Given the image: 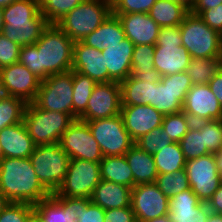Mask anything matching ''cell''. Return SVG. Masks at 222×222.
<instances>
[{
	"instance_id": "6da1fadb",
	"label": "cell",
	"mask_w": 222,
	"mask_h": 222,
	"mask_svg": "<svg viewBox=\"0 0 222 222\" xmlns=\"http://www.w3.org/2000/svg\"><path fill=\"white\" fill-rule=\"evenodd\" d=\"M74 41L56 24H49L35 44L21 46L18 62L39 79L72 70Z\"/></svg>"
},
{
	"instance_id": "7a4b0ae2",
	"label": "cell",
	"mask_w": 222,
	"mask_h": 222,
	"mask_svg": "<svg viewBox=\"0 0 222 222\" xmlns=\"http://www.w3.org/2000/svg\"><path fill=\"white\" fill-rule=\"evenodd\" d=\"M29 158L0 160V192L13 203L35 205L51 196L39 181Z\"/></svg>"
},
{
	"instance_id": "3957f363",
	"label": "cell",
	"mask_w": 222,
	"mask_h": 222,
	"mask_svg": "<svg viewBox=\"0 0 222 222\" xmlns=\"http://www.w3.org/2000/svg\"><path fill=\"white\" fill-rule=\"evenodd\" d=\"M3 35L20 46L35 44L49 25L34 0H17L2 8Z\"/></svg>"
},
{
	"instance_id": "277c9868",
	"label": "cell",
	"mask_w": 222,
	"mask_h": 222,
	"mask_svg": "<svg viewBox=\"0 0 222 222\" xmlns=\"http://www.w3.org/2000/svg\"><path fill=\"white\" fill-rule=\"evenodd\" d=\"M112 14L111 0H84L56 25L72 41H82Z\"/></svg>"
},
{
	"instance_id": "5b68a950",
	"label": "cell",
	"mask_w": 222,
	"mask_h": 222,
	"mask_svg": "<svg viewBox=\"0 0 222 222\" xmlns=\"http://www.w3.org/2000/svg\"><path fill=\"white\" fill-rule=\"evenodd\" d=\"M23 121L34 144L39 146L59 143L75 119L70 114L40 109L32 102L26 105Z\"/></svg>"
},
{
	"instance_id": "8992f818",
	"label": "cell",
	"mask_w": 222,
	"mask_h": 222,
	"mask_svg": "<svg viewBox=\"0 0 222 222\" xmlns=\"http://www.w3.org/2000/svg\"><path fill=\"white\" fill-rule=\"evenodd\" d=\"M191 59L188 50L182 46L180 25L160 27L155 44L154 65L161 77L185 72Z\"/></svg>"
},
{
	"instance_id": "52a82bcc",
	"label": "cell",
	"mask_w": 222,
	"mask_h": 222,
	"mask_svg": "<svg viewBox=\"0 0 222 222\" xmlns=\"http://www.w3.org/2000/svg\"><path fill=\"white\" fill-rule=\"evenodd\" d=\"M182 46L191 58H222L221 34L189 12L180 25Z\"/></svg>"
},
{
	"instance_id": "ba28073f",
	"label": "cell",
	"mask_w": 222,
	"mask_h": 222,
	"mask_svg": "<svg viewBox=\"0 0 222 222\" xmlns=\"http://www.w3.org/2000/svg\"><path fill=\"white\" fill-rule=\"evenodd\" d=\"M42 185L52 194L57 191L67 173L69 156L59 143L36 146L29 157Z\"/></svg>"
},
{
	"instance_id": "9c48e42d",
	"label": "cell",
	"mask_w": 222,
	"mask_h": 222,
	"mask_svg": "<svg viewBox=\"0 0 222 222\" xmlns=\"http://www.w3.org/2000/svg\"><path fill=\"white\" fill-rule=\"evenodd\" d=\"M33 103L40 109L63 112L73 117V70L42 80Z\"/></svg>"
},
{
	"instance_id": "30bf717a",
	"label": "cell",
	"mask_w": 222,
	"mask_h": 222,
	"mask_svg": "<svg viewBox=\"0 0 222 222\" xmlns=\"http://www.w3.org/2000/svg\"><path fill=\"white\" fill-rule=\"evenodd\" d=\"M101 181L100 163L70 159L67 173L55 194L59 197L89 198Z\"/></svg>"
},
{
	"instance_id": "8fae6325",
	"label": "cell",
	"mask_w": 222,
	"mask_h": 222,
	"mask_svg": "<svg viewBox=\"0 0 222 222\" xmlns=\"http://www.w3.org/2000/svg\"><path fill=\"white\" fill-rule=\"evenodd\" d=\"M89 129L105 156H124L134 144L125 129L121 114L87 122Z\"/></svg>"
},
{
	"instance_id": "7c38bea8",
	"label": "cell",
	"mask_w": 222,
	"mask_h": 222,
	"mask_svg": "<svg viewBox=\"0 0 222 222\" xmlns=\"http://www.w3.org/2000/svg\"><path fill=\"white\" fill-rule=\"evenodd\" d=\"M192 85L186 71L161 77V80L153 87L150 106L163 115L182 112L185 96Z\"/></svg>"
},
{
	"instance_id": "4fadbf2b",
	"label": "cell",
	"mask_w": 222,
	"mask_h": 222,
	"mask_svg": "<svg viewBox=\"0 0 222 222\" xmlns=\"http://www.w3.org/2000/svg\"><path fill=\"white\" fill-rule=\"evenodd\" d=\"M70 159L98 162L103 158L99 144L94 139L87 122L76 119L64 132L59 141Z\"/></svg>"
},
{
	"instance_id": "5bb4252c",
	"label": "cell",
	"mask_w": 222,
	"mask_h": 222,
	"mask_svg": "<svg viewBox=\"0 0 222 222\" xmlns=\"http://www.w3.org/2000/svg\"><path fill=\"white\" fill-rule=\"evenodd\" d=\"M185 170L191 190L202 202L207 203L221 185L215 155L206 154L188 160Z\"/></svg>"
},
{
	"instance_id": "9a60e30c",
	"label": "cell",
	"mask_w": 222,
	"mask_h": 222,
	"mask_svg": "<svg viewBox=\"0 0 222 222\" xmlns=\"http://www.w3.org/2000/svg\"><path fill=\"white\" fill-rule=\"evenodd\" d=\"M122 107L120 82L97 83L92 90L86 110L78 117L84 122L111 118L120 114Z\"/></svg>"
},
{
	"instance_id": "2e32d148",
	"label": "cell",
	"mask_w": 222,
	"mask_h": 222,
	"mask_svg": "<svg viewBox=\"0 0 222 222\" xmlns=\"http://www.w3.org/2000/svg\"><path fill=\"white\" fill-rule=\"evenodd\" d=\"M131 207L137 222H146L169 214V199L155 182L132 188Z\"/></svg>"
},
{
	"instance_id": "e0dca14e",
	"label": "cell",
	"mask_w": 222,
	"mask_h": 222,
	"mask_svg": "<svg viewBox=\"0 0 222 222\" xmlns=\"http://www.w3.org/2000/svg\"><path fill=\"white\" fill-rule=\"evenodd\" d=\"M0 75L6 95L18 97L27 104L32 103L41 85V79L26 66L17 62L0 68Z\"/></svg>"
},
{
	"instance_id": "ac0fdd59",
	"label": "cell",
	"mask_w": 222,
	"mask_h": 222,
	"mask_svg": "<svg viewBox=\"0 0 222 222\" xmlns=\"http://www.w3.org/2000/svg\"><path fill=\"white\" fill-rule=\"evenodd\" d=\"M182 111L193 123L222 120V106L208 84L192 85L185 96Z\"/></svg>"
},
{
	"instance_id": "d6986e66",
	"label": "cell",
	"mask_w": 222,
	"mask_h": 222,
	"mask_svg": "<svg viewBox=\"0 0 222 222\" xmlns=\"http://www.w3.org/2000/svg\"><path fill=\"white\" fill-rule=\"evenodd\" d=\"M120 114L134 143L144 134L161 126L164 118L163 114L150 105L122 106Z\"/></svg>"
},
{
	"instance_id": "ffe728a7",
	"label": "cell",
	"mask_w": 222,
	"mask_h": 222,
	"mask_svg": "<svg viewBox=\"0 0 222 222\" xmlns=\"http://www.w3.org/2000/svg\"><path fill=\"white\" fill-rule=\"evenodd\" d=\"M210 214L208 205L187 189L169 199L171 222H206Z\"/></svg>"
},
{
	"instance_id": "44dd1931",
	"label": "cell",
	"mask_w": 222,
	"mask_h": 222,
	"mask_svg": "<svg viewBox=\"0 0 222 222\" xmlns=\"http://www.w3.org/2000/svg\"><path fill=\"white\" fill-rule=\"evenodd\" d=\"M72 70L88 76L96 83L108 82V69L101 51L82 41L74 42Z\"/></svg>"
},
{
	"instance_id": "7402d4cb",
	"label": "cell",
	"mask_w": 222,
	"mask_h": 222,
	"mask_svg": "<svg viewBox=\"0 0 222 222\" xmlns=\"http://www.w3.org/2000/svg\"><path fill=\"white\" fill-rule=\"evenodd\" d=\"M134 46L125 38L119 44L109 45L101 51L108 69V82H121L131 75Z\"/></svg>"
},
{
	"instance_id": "603a6c76",
	"label": "cell",
	"mask_w": 222,
	"mask_h": 222,
	"mask_svg": "<svg viewBox=\"0 0 222 222\" xmlns=\"http://www.w3.org/2000/svg\"><path fill=\"white\" fill-rule=\"evenodd\" d=\"M120 20L125 36L134 45H155L160 26L148 13H128L115 15Z\"/></svg>"
},
{
	"instance_id": "cb8c5ba5",
	"label": "cell",
	"mask_w": 222,
	"mask_h": 222,
	"mask_svg": "<svg viewBox=\"0 0 222 222\" xmlns=\"http://www.w3.org/2000/svg\"><path fill=\"white\" fill-rule=\"evenodd\" d=\"M0 145L3 157L9 158H29L36 147L24 121L4 127L0 131Z\"/></svg>"
},
{
	"instance_id": "d4e9b609",
	"label": "cell",
	"mask_w": 222,
	"mask_h": 222,
	"mask_svg": "<svg viewBox=\"0 0 222 222\" xmlns=\"http://www.w3.org/2000/svg\"><path fill=\"white\" fill-rule=\"evenodd\" d=\"M132 188L101 180L94 188L90 200L104 210L131 207Z\"/></svg>"
},
{
	"instance_id": "484cf974",
	"label": "cell",
	"mask_w": 222,
	"mask_h": 222,
	"mask_svg": "<svg viewBox=\"0 0 222 222\" xmlns=\"http://www.w3.org/2000/svg\"><path fill=\"white\" fill-rule=\"evenodd\" d=\"M125 158L133 173L134 186L156 181L158 171L152 154L142 151L134 143L125 153Z\"/></svg>"
},
{
	"instance_id": "4316f807",
	"label": "cell",
	"mask_w": 222,
	"mask_h": 222,
	"mask_svg": "<svg viewBox=\"0 0 222 222\" xmlns=\"http://www.w3.org/2000/svg\"><path fill=\"white\" fill-rule=\"evenodd\" d=\"M125 38L120 20L117 16L111 14L97 29L86 36L82 42L102 51L109 45L119 44Z\"/></svg>"
},
{
	"instance_id": "83f0119b",
	"label": "cell",
	"mask_w": 222,
	"mask_h": 222,
	"mask_svg": "<svg viewBox=\"0 0 222 222\" xmlns=\"http://www.w3.org/2000/svg\"><path fill=\"white\" fill-rule=\"evenodd\" d=\"M154 51L155 45L134 46L130 76L150 84L161 80V75L154 65Z\"/></svg>"
},
{
	"instance_id": "f1b7e54d",
	"label": "cell",
	"mask_w": 222,
	"mask_h": 222,
	"mask_svg": "<svg viewBox=\"0 0 222 222\" xmlns=\"http://www.w3.org/2000/svg\"><path fill=\"white\" fill-rule=\"evenodd\" d=\"M190 10L183 4L172 0H157L148 15L160 26H179Z\"/></svg>"
},
{
	"instance_id": "f546056e",
	"label": "cell",
	"mask_w": 222,
	"mask_h": 222,
	"mask_svg": "<svg viewBox=\"0 0 222 222\" xmlns=\"http://www.w3.org/2000/svg\"><path fill=\"white\" fill-rule=\"evenodd\" d=\"M101 180L134 187L132 170L124 156H105L100 161Z\"/></svg>"
},
{
	"instance_id": "4dcf8cb0",
	"label": "cell",
	"mask_w": 222,
	"mask_h": 222,
	"mask_svg": "<svg viewBox=\"0 0 222 222\" xmlns=\"http://www.w3.org/2000/svg\"><path fill=\"white\" fill-rule=\"evenodd\" d=\"M122 106L150 105L155 83L129 76L120 82Z\"/></svg>"
},
{
	"instance_id": "1f68e13d",
	"label": "cell",
	"mask_w": 222,
	"mask_h": 222,
	"mask_svg": "<svg viewBox=\"0 0 222 222\" xmlns=\"http://www.w3.org/2000/svg\"><path fill=\"white\" fill-rule=\"evenodd\" d=\"M153 159L158 174L174 173L184 169L186 165L181 146L177 142H173L167 147H163L161 151H157L153 154Z\"/></svg>"
},
{
	"instance_id": "d6a6232c",
	"label": "cell",
	"mask_w": 222,
	"mask_h": 222,
	"mask_svg": "<svg viewBox=\"0 0 222 222\" xmlns=\"http://www.w3.org/2000/svg\"><path fill=\"white\" fill-rule=\"evenodd\" d=\"M33 207L43 222H76L71 219L70 208L55 193L33 205Z\"/></svg>"
},
{
	"instance_id": "836d02e7",
	"label": "cell",
	"mask_w": 222,
	"mask_h": 222,
	"mask_svg": "<svg viewBox=\"0 0 222 222\" xmlns=\"http://www.w3.org/2000/svg\"><path fill=\"white\" fill-rule=\"evenodd\" d=\"M221 68L222 58H192L186 72L193 85H203L208 84Z\"/></svg>"
},
{
	"instance_id": "e575fe53",
	"label": "cell",
	"mask_w": 222,
	"mask_h": 222,
	"mask_svg": "<svg viewBox=\"0 0 222 222\" xmlns=\"http://www.w3.org/2000/svg\"><path fill=\"white\" fill-rule=\"evenodd\" d=\"M96 82L88 76L73 71V118L76 120L86 110Z\"/></svg>"
},
{
	"instance_id": "d590c367",
	"label": "cell",
	"mask_w": 222,
	"mask_h": 222,
	"mask_svg": "<svg viewBox=\"0 0 222 222\" xmlns=\"http://www.w3.org/2000/svg\"><path fill=\"white\" fill-rule=\"evenodd\" d=\"M27 103L10 95L0 99V131L7 126L23 122Z\"/></svg>"
},
{
	"instance_id": "8d00e7d4",
	"label": "cell",
	"mask_w": 222,
	"mask_h": 222,
	"mask_svg": "<svg viewBox=\"0 0 222 222\" xmlns=\"http://www.w3.org/2000/svg\"><path fill=\"white\" fill-rule=\"evenodd\" d=\"M48 24H56L84 0H34Z\"/></svg>"
},
{
	"instance_id": "74e56055",
	"label": "cell",
	"mask_w": 222,
	"mask_h": 222,
	"mask_svg": "<svg viewBox=\"0 0 222 222\" xmlns=\"http://www.w3.org/2000/svg\"><path fill=\"white\" fill-rule=\"evenodd\" d=\"M155 183L168 199L190 189L185 168L174 173L158 174Z\"/></svg>"
},
{
	"instance_id": "f35d334b",
	"label": "cell",
	"mask_w": 222,
	"mask_h": 222,
	"mask_svg": "<svg viewBox=\"0 0 222 222\" xmlns=\"http://www.w3.org/2000/svg\"><path fill=\"white\" fill-rule=\"evenodd\" d=\"M203 134L204 145L210 154L222 149V120H206L193 123Z\"/></svg>"
},
{
	"instance_id": "ab89813d",
	"label": "cell",
	"mask_w": 222,
	"mask_h": 222,
	"mask_svg": "<svg viewBox=\"0 0 222 222\" xmlns=\"http://www.w3.org/2000/svg\"><path fill=\"white\" fill-rule=\"evenodd\" d=\"M186 161L210 154L204 145L203 134L193 124L179 142Z\"/></svg>"
},
{
	"instance_id": "60d3db41",
	"label": "cell",
	"mask_w": 222,
	"mask_h": 222,
	"mask_svg": "<svg viewBox=\"0 0 222 222\" xmlns=\"http://www.w3.org/2000/svg\"><path fill=\"white\" fill-rule=\"evenodd\" d=\"M192 125V120L182 111L164 115L161 126L172 142L179 143Z\"/></svg>"
},
{
	"instance_id": "b9f144b4",
	"label": "cell",
	"mask_w": 222,
	"mask_h": 222,
	"mask_svg": "<svg viewBox=\"0 0 222 222\" xmlns=\"http://www.w3.org/2000/svg\"><path fill=\"white\" fill-rule=\"evenodd\" d=\"M169 136L166 134L162 126L154 128L149 133L144 134L139 138L135 144L142 150L149 154H155L157 151H161L167 145L172 144Z\"/></svg>"
},
{
	"instance_id": "7bdbcfd3",
	"label": "cell",
	"mask_w": 222,
	"mask_h": 222,
	"mask_svg": "<svg viewBox=\"0 0 222 222\" xmlns=\"http://www.w3.org/2000/svg\"><path fill=\"white\" fill-rule=\"evenodd\" d=\"M157 0H111L112 14L148 13Z\"/></svg>"
},
{
	"instance_id": "ee69618b",
	"label": "cell",
	"mask_w": 222,
	"mask_h": 222,
	"mask_svg": "<svg viewBox=\"0 0 222 222\" xmlns=\"http://www.w3.org/2000/svg\"><path fill=\"white\" fill-rule=\"evenodd\" d=\"M33 209V205L28 203L10 202L0 213V222H25L27 215Z\"/></svg>"
},
{
	"instance_id": "f6af8a7d",
	"label": "cell",
	"mask_w": 222,
	"mask_h": 222,
	"mask_svg": "<svg viewBox=\"0 0 222 222\" xmlns=\"http://www.w3.org/2000/svg\"><path fill=\"white\" fill-rule=\"evenodd\" d=\"M21 46L0 34V68L17 63Z\"/></svg>"
},
{
	"instance_id": "bcb514c9",
	"label": "cell",
	"mask_w": 222,
	"mask_h": 222,
	"mask_svg": "<svg viewBox=\"0 0 222 222\" xmlns=\"http://www.w3.org/2000/svg\"><path fill=\"white\" fill-rule=\"evenodd\" d=\"M105 210L90 202L86 207H80L76 222H104Z\"/></svg>"
},
{
	"instance_id": "7dc6e473",
	"label": "cell",
	"mask_w": 222,
	"mask_h": 222,
	"mask_svg": "<svg viewBox=\"0 0 222 222\" xmlns=\"http://www.w3.org/2000/svg\"><path fill=\"white\" fill-rule=\"evenodd\" d=\"M210 28L222 33V3L217 7L203 10L198 15Z\"/></svg>"
},
{
	"instance_id": "c3c4849f",
	"label": "cell",
	"mask_w": 222,
	"mask_h": 222,
	"mask_svg": "<svg viewBox=\"0 0 222 222\" xmlns=\"http://www.w3.org/2000/svg\"><path fill=\"white\" fill-rule=\"evenodd\" d=\"M104 222H137L132 207L105 210Z\"/></svg>"
},
{
	"instance_id": "681fc988",
	"label": "cell",
	"mask_w": 222,
	"mask_h": 222,
	"mask_svg": "<svg viewBox=\"0 0 222 222\" xmlns=\"http://www.w3.org/2000/svg\"><path fill=\"white\" fill-rule=\"evenodd\" d=\"M60 198L70 208L72 221H76L77 218H79L80 207H86L91 202L89 198H78V197H60Z\"/></svg>"
},
{
	"instance_id": "f907efd6",
	"label": "cell",
	"mask_w": 222,
	"mask_h": 222,
	"mask_svg": "<svg viewBox=\"0 0 222 222\" xmlns=\"http://www.w3.org/2000/svg\"><path fill=\"white\" fill-rule=\"evenodd\" d=\"M222 0H193L190 12L199 15L203 10L217 7Z\"/></svg>"
},
{
	"instance_id": "816d5d0a",
	"label": "cell",
	"mask_w": 222,
	"mask_h": 222,
	"mask_svg": "<svg viewBox=\"0 0 222 222\" xmlns=\"http://www.w3.org/2000/svg\"><path fill=\"white\" fill-rule=\"evenodd\" d=\"M206 204L208 205L210 212L222 214V185L218 187L217 191Z\"/></svg>"
},
{
	"instance_id": "f5cc1de1",
	"label": "cell",
	"mask_w": 222,
	"mask_h": 222,
	"mask_svg": "<svg viewBox=\"0 0 222 222\" xmlns=\"http://www.w3.org/2000/svg\"><path fill=\"white\" fill-rule=\"evenodd\" d=\"M208 86L218 99L222 106V68L221 70L209 81Z\"/></svg>"
},
{
	"instance_id": "db71d44e",
	"label": "cell",
	"mask_w": 222,
	"mask_h": 222,
	"mask_svg": "<svg viewBox=\"0 0 222 222\" xmlns=\"http://www.w3.org/2000/svg\"><path fill=\"white\" fill-rule=\"evenodd\" d=\"M25 222H43L39 213L33 209L26 217Z\"/></svg>"
},
{
	"instance_id": "11a10c76",
	"label": "cell",
	"mask_w": 222,
	"mask_h": 222,
	"mask_svg": "<svg viewBox=\"0 0 222 222\" xmlns=\"http://www.w3.org/2000/svg\"><path fill=\"white\" fill-rule=\"evenodd\" d=\"M206 222H222V214L210 212Z\"/></svg>"
},
{
	"instance_id": "9f6ffc18",
	"label": "cell",
	"mask_w": 222,
	"mask_h": 222,
	"mask_svg": "<svg viewBox=\"0 0 222 222\" xmlns=\"http://www.w3.org/2000/svg\"><path fill=\"white\" fill-rule=\"evenodd\" d=\"M10 201L0 192V213L8 206Z\"/></svg>"
},
{
	"instance_id": "6f0895ef",
	"label": "cell",
	"mask_w": 222,
	"mask_h": 222,
	"mask_svg": "<svg viewBox=\"0 0 222 222\" xmlns=\"http://www.w3.org/2000/svg\"><path fill=\"white\" fill-rule=\"evenodd\" d=\"M217 171L219 173L220 184L222 185V158H215Z\"/></svg>"
},
{
	"instance_id": "680465c9",
	"label": "cell",
	"mask_w": 222,
	"mask_h": 222,
	"mask_svg": "<svg viewBox=\"0 0 222 222\" xmlns=\"http://www.w3.org/2000/svg\"><path fill=\"white\" fill-rule=\"evenodd\" d=\"M146 222H171V221H170L169 216L165 215V216H161V217H158V218L146 221Z\"/></svg>"
},
{
	"instance_id": "91938a15",
	"label": "cell",
	"mask_w": 222,
	"mask_h": 222,
	"mask_svg": "<svg viewBox=\"0 0 222 222\" xmlns=\"http://www.w3.org/2000/svg\"><path fill=\"white\" fill-rule=\"evenodd\" d=\"M172 1H176L178 3H181V4L185 5L189 10L192 7V1L191 0H172Z\"/></svg>"
},
{
	"instance_id": "94428289",
	"label": "cell",
	"mask_w": 222,
	"mask_h": 222,
	"mask_svg": "<svg viewBox=\"0 0 222 222\" xmlns=\"http://www.w3.org/2000/svg\"><path fill=\"white\" fill-rule=\"evenodd\" d=\"M14 1H17V0H0V8H5L6 6L10 5Z\"/></svg>"
},
{
	"instance_id": "6125c7cd",
	"label": "cell",
	"mask_w": 222,
	"mask_h": 222,
	"mask_svg": "<svg viewBox=\"0 0 222 222\" xmlns=\"http://www.w3.org/2000/svg\"><path fill=\"white\" fill-rule=\"evenodd\" d=\"M4 24L3 12L2 8H0V34L3 32Z\"/></svg>"
},
{
	"instance_id": "be15d7a7",
	"label": "cell",
	"mask_w": 222,
	"mask_h": 222,
	"mask_svg": "<svg viewBox=\"0 0 222 222\" xmlns=\"http://www.w3.org/2000/svg\"><path fill=\"white\" fill-rule=\"evenodd\" d=\"M6 94H5V91H4V87H3V82H2V78H1V75H0V99L2 97H4Z\"/></svg>"
},
{
	"instance_id": "e7e4bbea",
	"label": "cell",
	"mask_w": 222,
	"mask_h": 222,
	"mask_svg": "<svg viewBox=\"0 0 222 222\" xmlns=\"http://www.w3.org/2000/svg\"><path fill=\"white\" fill-rule=\"evenodd\" d=\"M214 155H215V158H222V149Z\"/></svg>"
},
{
	"instance_id": "03108f58",
	"label": "cell",
	"mask_w": 222,
	"mask_h": 222,
	"mask_svg": "<svg viewBox=\"0 0 222 222\" xmlns=\"http://www.w3.org/2000/svg\"><path fill=\"white\" fill-rule=\"evenodd\" d=\"M3 158V152H2V149H1V145H0V160Z\"/></svg>"
}]
</instances>
